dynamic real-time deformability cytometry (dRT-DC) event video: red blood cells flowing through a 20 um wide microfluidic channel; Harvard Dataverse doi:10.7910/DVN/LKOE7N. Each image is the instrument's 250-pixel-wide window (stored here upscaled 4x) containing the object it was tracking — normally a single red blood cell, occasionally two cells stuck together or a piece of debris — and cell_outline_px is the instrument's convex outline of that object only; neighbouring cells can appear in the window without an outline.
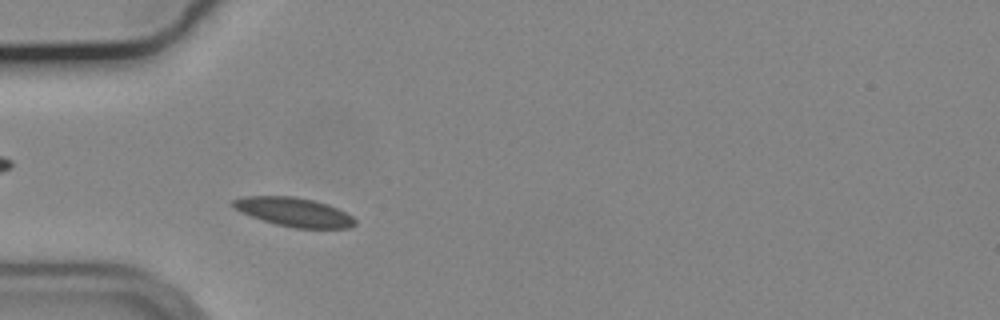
{"species": "common noctule bat (a hibernating species)", "species_latin": "Nyctalus noctula", "temperature_condition": "cold", "stored_images_in_passage": 43, "camera_frame_rate_fps": 3000, "um_per_image_px": 0.085, "animal": {"sex": "male", "body_mass_g": 19.2, "forearm_length_mm": 51.8}, "frame": {"image": 1, "passage_image": 7, "time_ms": 2.0, "image_size_px": [1000, 320], "cell_outline_px": [[356, 224], [352, 228], [296, 228], [276, 224], [240, 212], [232, 204], [232, 200], [244, 196], [292, 196], [312, 200], [328, 204], [352, 216], [356, 220]], "centroid_in_image_um": [25.01, 18.02], "position_along_channel_um": 60.0, "area_um2": 20.35}, "authors_computed_cell_mechanics": {"area_um2": 19.5942, "velocity_mm_per_s": 3.6114, "shape_relaxation_time_tau1_ms": 7.9805, "shape_relaxation_time_tau2_ms": 5.1957, "deformation_change_tau1": 0.0912, "deformation_change_tau2": 0.0806}}